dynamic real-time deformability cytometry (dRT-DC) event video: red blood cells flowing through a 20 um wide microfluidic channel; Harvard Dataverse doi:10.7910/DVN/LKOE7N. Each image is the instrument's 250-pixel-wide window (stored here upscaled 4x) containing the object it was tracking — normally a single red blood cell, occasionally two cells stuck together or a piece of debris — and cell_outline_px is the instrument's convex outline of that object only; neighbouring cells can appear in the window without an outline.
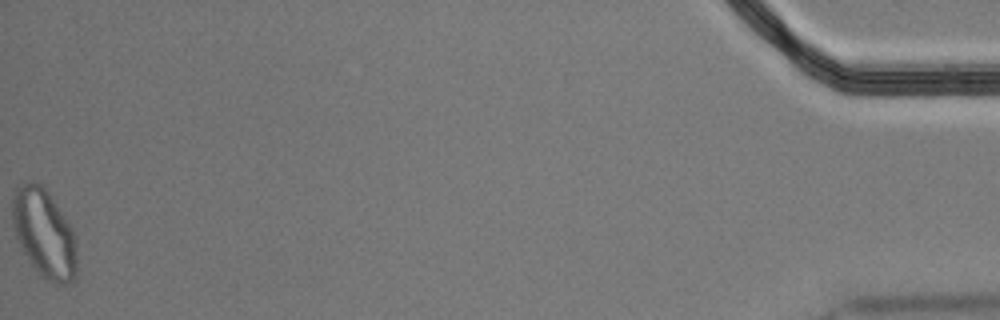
{"species": "Egyptian fruit bat (a non-hibernating species)", "species_latin": "Rousettus aegyptiacus", "temperature_condition": "cold", "stored_images_in_passage": 57, "segment_of_instrument_passage": [2, 2], "camera_frame_rate_fps": 3000, "um_per_image_px": 0.085, "animal": {"sex": "male"}, "frame": {"image": 1, "passage_image": 57, "time_ms": 18.667, "image_size_px": [1000, 320], "cell_outline_px": [[76, 276], [72, 280], [64, 284], [56, 284], [40, 276], [28, 260], [16, 236], [12, 224], [12, 200], [16, 188], [24, 180], [36, 180], [48, 192], [72, 228], [76, 236]], "centroid_in_image_um": [3.74, 19.81], "position_along_channel_um": 431.5, "area_um2": 33.41}}